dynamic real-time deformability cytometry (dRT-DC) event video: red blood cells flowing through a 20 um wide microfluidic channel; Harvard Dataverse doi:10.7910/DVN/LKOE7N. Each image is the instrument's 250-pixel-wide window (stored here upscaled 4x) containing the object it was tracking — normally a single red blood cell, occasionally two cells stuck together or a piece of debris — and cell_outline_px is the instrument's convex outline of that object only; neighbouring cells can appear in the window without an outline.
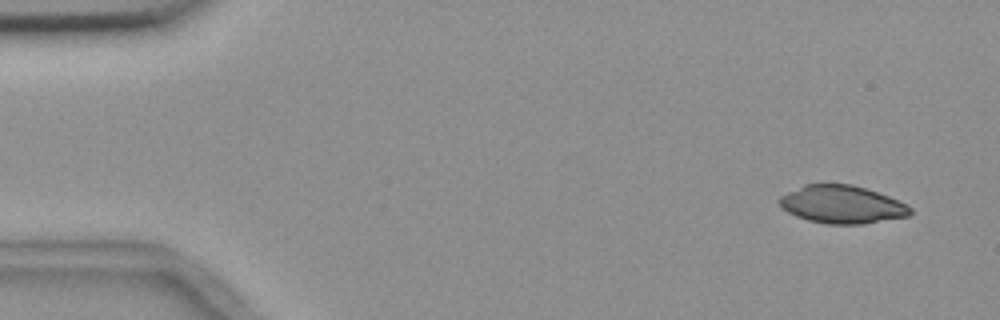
{"species": "common noctule bat (a hibernating species)", "species_latin": "Nyctalus noctula", "temperature_condition": "room temperature", "stored_images_in_passage": 3, "camera_frame_rate_fps": 3000, "um_per_image_px": 0.085, "animal": {"sex": "female", "body_mass_g": 18.4}, "frame": {"image": 1, "passage_image": 1, "time_ms": 0.0, "image_size_px": [1000, 320], "cell_outline_px": [[912, 212], [908, 216], [864, 224], [824, 224], [808, 220], [796, 216], [788, 212], [776, 200], [780, 196], [804, 184], [852, 184], [888, 196], [912, 208]], "centroid_in_image_um": [71.54, 17.39], "position_along_channel_um": 13.5, "area_um2": 28.73}}